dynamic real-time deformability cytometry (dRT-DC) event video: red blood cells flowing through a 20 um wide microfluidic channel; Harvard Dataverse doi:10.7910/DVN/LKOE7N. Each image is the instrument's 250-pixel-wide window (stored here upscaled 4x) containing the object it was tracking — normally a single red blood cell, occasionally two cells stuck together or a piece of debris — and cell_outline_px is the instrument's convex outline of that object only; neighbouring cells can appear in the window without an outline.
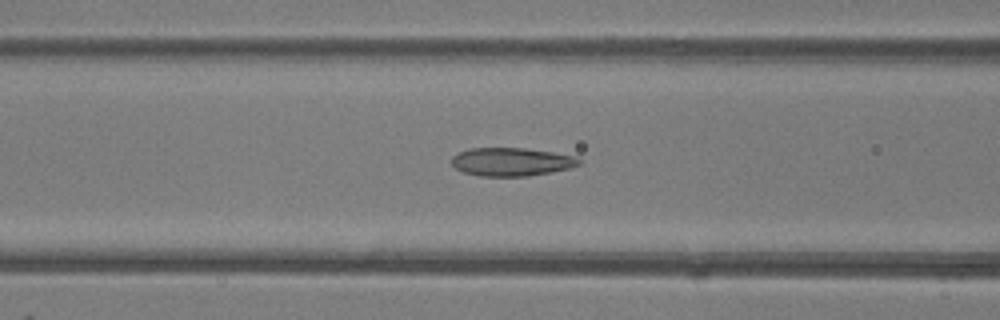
{"species": "common noctule bat (a hibernating species)", "species_latin": "Nyctalus noctula", "temperature_condition": "room temperature", "stored_images_in_passage": 49, "camera_frame_rate_fps": 3000, "um_per_image_px": 0.085, "animal": {"sex": "female"}, "frame": {"image": 1, "passage_image": 20, "time_ms": 6.333, "image_size_px": [1000, 320], "cell_outline_px": [[584, 160], [580, 164], [572, 168], [552, 172], [528, 176], [480, 176], [464, 172], [456, 168], [452, 164], [452, 156], [460, 152], [472, 148], [524, 148], [552, 152], [576, 156]], "centroid_in_image_um": [43.54, 13.76], "position_along_channel_um": 123.1, "area_um2": 21.1}}
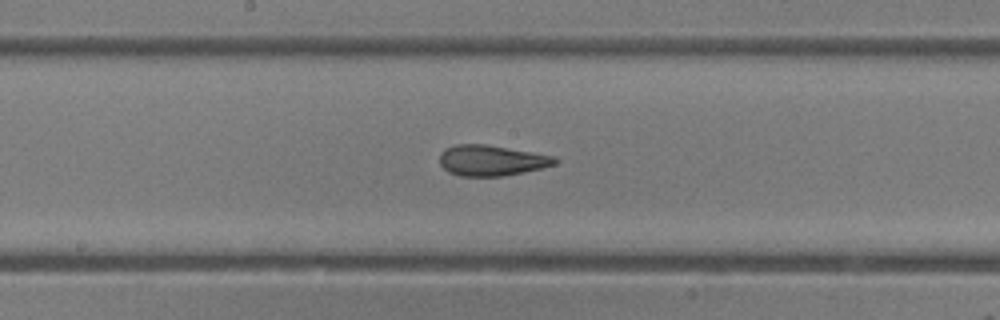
{"frame": {"image": 2, "passage_image": 26, "time_ms": 8.333, "image_size_px": [1000, 320], "cell_outline_px": [[560, 160], [556, 164], [524, 172], [504, 176], [460, 176], [448, 172], [440, 164], [440, 152], [444, 148], [456, 144], [484, 144], [556, 156]], "centroid_in_image_um": [41.77, 13.63], "position_along_channel_um": 206.4, "area_um2": 20.69}}
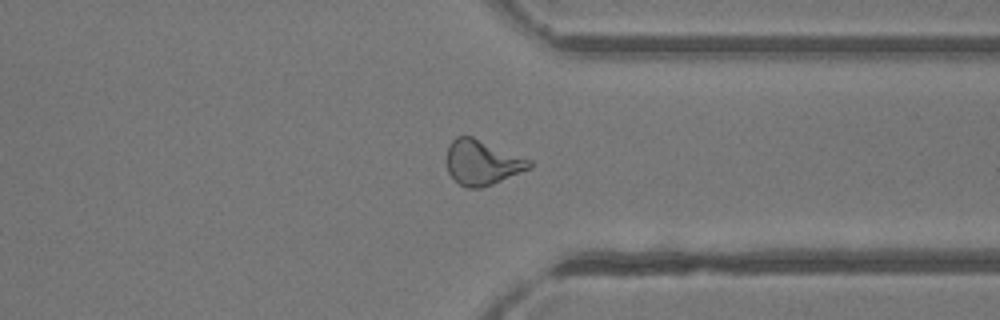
{"frame": {"image": 3, "passage_image": 38, "time_ms": 12.333, "image_size_px": [1000, 320], "cell_outline_px": [[532, 168], [492, 184], [480, 188], [468, 188], [460, 184], [448, 172], [448, 144], [456, 136], [472, 136], [532, 160]], "centroid_in_image_um": [41.01, 13.8], "position_along_channel_um": 370.4, "area_um2": 21.5}, "authors_computed_cell_mechanics": {"area_um2": 21.7328, "velocity_mm_per_s": 4.1537, "shape_relaxation_time_tau1_ms": null, "shape_relaxation_time_tau2_ms": 1.478, "deformation_change_tau1": null, "deformation_change_tau2": 0.0926}}